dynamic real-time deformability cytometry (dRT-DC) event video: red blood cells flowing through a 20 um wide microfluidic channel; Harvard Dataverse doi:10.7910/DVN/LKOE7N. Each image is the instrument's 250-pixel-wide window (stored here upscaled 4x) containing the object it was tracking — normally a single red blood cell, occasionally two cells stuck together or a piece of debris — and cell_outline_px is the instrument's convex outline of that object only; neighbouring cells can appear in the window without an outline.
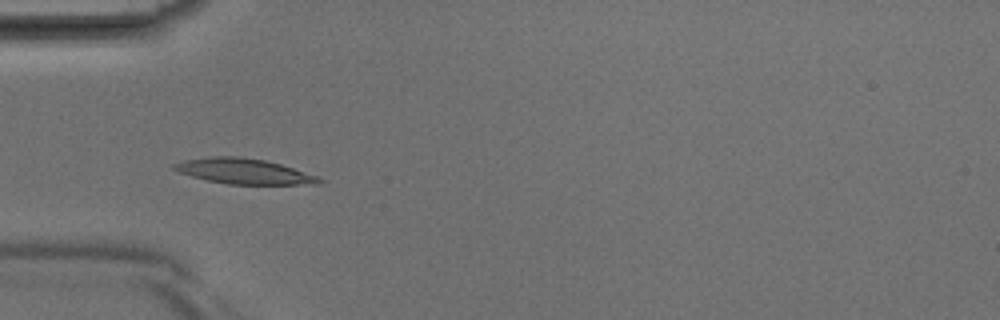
{"species": "Egyptian fruit bat (a non-hibernating species)", "species_latin": "Rousettus aegyptiacus", "temperature_condition": "room temperature", "stored_images_in_passage": 29, "camera_frame_rate_fps": 3000, "um_per_image_px": 0.085, "animal": {"sex": "male"}, "frame": {"image": 1, "passage_image": 1, "time_ms": 0.0, "image_size_px": [1000, 320], "cell_outline_px": [[324, 180], [320, 184], [228, 184], [208, 180], [192, 176], [180, 172], [172, 168], [172, 164], [184, 160], [212, 156], [240, 156], [264, 160], [280, 164], [320, 176]], "centroid_in_image_um": [20.77, 14.55], "position_along_channel_um": 64.2, "area_um2": 21.39}}
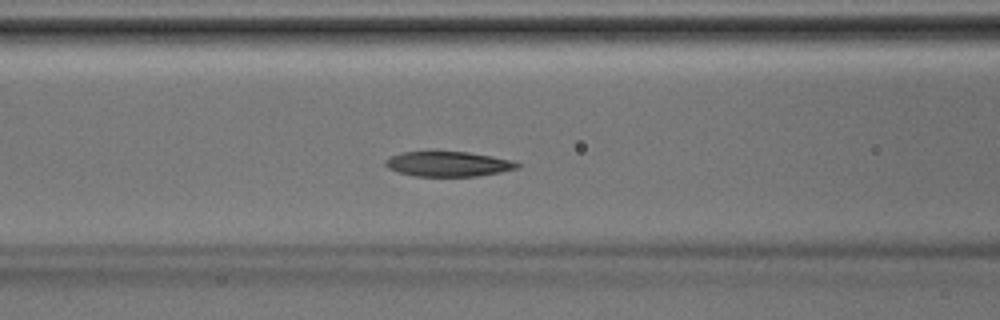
{"frame": {"image": 2, "passage_image": 5, "time_ms": 1.333, "image_size_px": [1000, 320], "cell_outline_px": [[520, 168], [500, 172], [476, 176], [416, 176], [400, 172], [388, 168], [384, 164], [384, 160], [392, 156], [404, 152], [432, 148], [468, 152], [492, 156], [512, 160], [520, 164]], "centroid_in_image_um": [38.07, 13.89], "position_along_channel_um": 128.5, "area_um2": 19.94}}
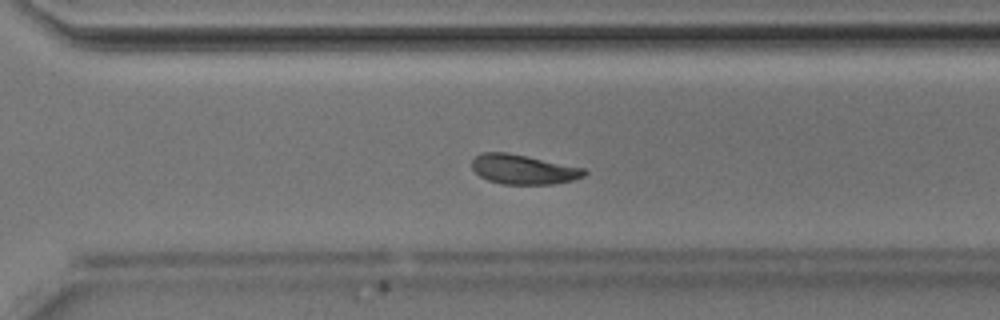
{"frame": {"image": 3, "passage_image": 17, "time_ms": 5.333, "image_size_px": [1000, 320], "cell_outline_px": [[588, 172], [584, 176], [572, 180], [552, 184], [504, 184], [488, 180], [480, 176], [472, 168], [472, 160], [480, 152], [508, 152], [584, 168]], "centroid_in_image_um": [44.47, 14.39], "position_along_channel_um": 326.1, "area_um2": 19.31}}